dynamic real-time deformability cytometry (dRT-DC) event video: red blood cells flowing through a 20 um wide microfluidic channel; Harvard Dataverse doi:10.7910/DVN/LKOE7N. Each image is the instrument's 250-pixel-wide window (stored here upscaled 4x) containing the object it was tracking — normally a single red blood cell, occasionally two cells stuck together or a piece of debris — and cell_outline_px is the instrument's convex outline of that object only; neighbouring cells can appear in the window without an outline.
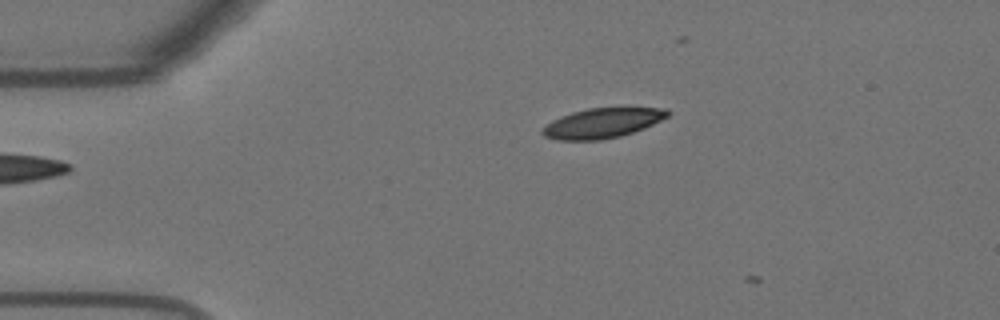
{"species": "Egyptian fruit bat (a non-hibernating species)", "species_latin": "Rousettus aegyptiacus", "temperature_condition": "warm", "stored_images_in_passage": 7, "camera_frame_rate_fps": 3000, "um_per_image_px": 0.085, "animal": {"sex": "female"}, "frame": {"image": 1, "passage_image": 5, "time_ms": 1.333, "image_size_px": [1000, 320], "cell_outline_px": [[672, 112], [668, 116], [644, 128], [620, 136], [600, 140], [556, 140], [544, 136], [540, 132], [552, 120], [560, 116], [572, 112], [588, 108], [628, 104], [668, 108]], "centroid_in_image_um": [51.31, 10.39], "position_along_channel_um": 33.7, "area_um2": 22.83}}